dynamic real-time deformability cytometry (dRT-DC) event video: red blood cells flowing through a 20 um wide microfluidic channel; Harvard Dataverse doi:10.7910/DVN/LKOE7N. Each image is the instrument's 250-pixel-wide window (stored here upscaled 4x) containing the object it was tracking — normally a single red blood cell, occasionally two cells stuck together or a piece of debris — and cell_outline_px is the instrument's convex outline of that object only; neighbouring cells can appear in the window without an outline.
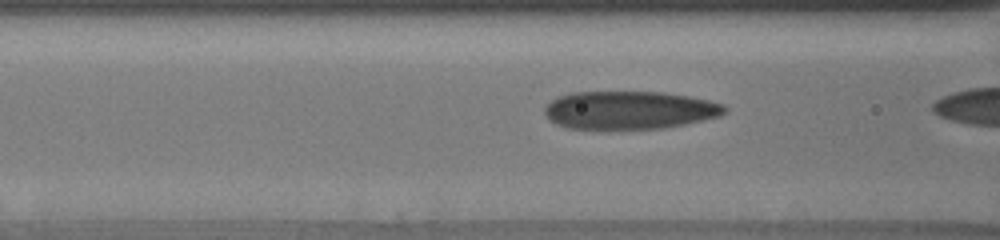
{"species": "human", "species_latin": "Homo sapiens", "temperature_condition": "cold", "stored_images_in_passage": 20, "camera_frame_rate_fps": 3000, "um_per_image_px": 0.085, "donor": {"sex": "male"}, "frame": {"image": 1, "passage_image": 16, "time_ms": 4.667, "image_size_px": [1000, 240], "cell_outline_px": [[728, 112], [720, 116], [684, 124], [664, 128], [608, 132], [568, 128], [556, 124], [548, 120], [544, 112], [544, 108], [556, 96], [572, 92], [664, 92], [688, 96], [708, 100], [724, 104], [728, 108]], "centroid_in_image_um": [53.46, 9.4], "position_along_channel_um": 113.1, "area_um2": 41.33}}